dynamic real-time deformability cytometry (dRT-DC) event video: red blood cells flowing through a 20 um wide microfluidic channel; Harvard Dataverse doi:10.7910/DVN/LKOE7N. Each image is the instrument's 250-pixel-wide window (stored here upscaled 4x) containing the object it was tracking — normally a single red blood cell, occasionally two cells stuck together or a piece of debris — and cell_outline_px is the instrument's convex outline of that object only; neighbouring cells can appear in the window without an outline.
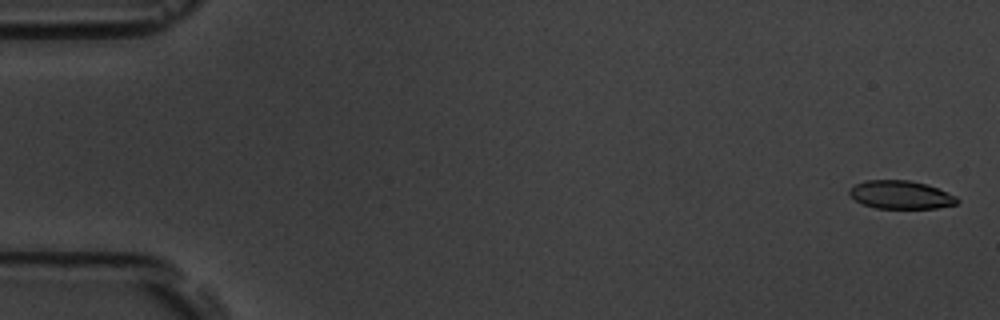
{"species": "common noctule bat (a hibernating species)", "species_latin": "Nyctalus noctula", "temperature_condition": "room temperature", "stored_images_in_passage": 55, "camera_frame_rate_fps": 3000, "um_per_image_px": 0.085, "animal": {"sex": "male", "body_mass_g": 19.5, "forearm_length_mm": 54.6}, "frame": {"image": 1, "passage_image": 2, "time_ms": 0.333, "image_size_px": [1000, 320], "cell_outline_px": [[960, 200], [956, 204], [936, 208], [876, 208], [864, 204], [856, 200], [848, 192], [848, 188], [864, 180], [908, 180], [924, 184], [936, 188], [956, 196]], "centroid_in_image_um": [76.54, 16.55], "position_along_channel_um": 8.5, "area_um2": 17.51}}
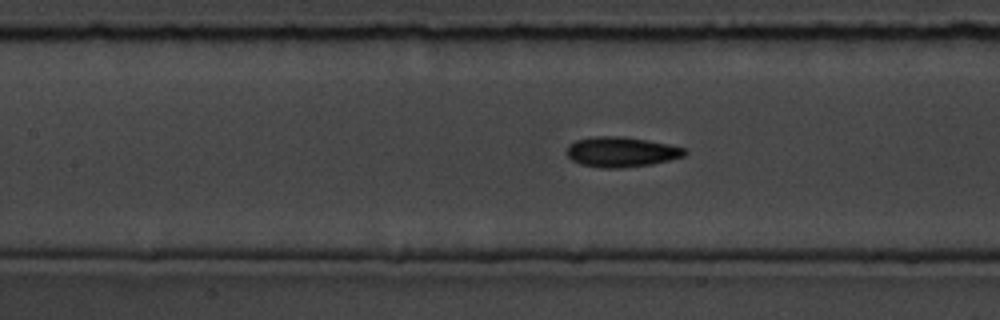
{"frame": {"image": 2, "passage_image": 25, "time_ms": 8.0, "image_size_px": [1000, 320], "cell_outline_px": [[688, 152], [684, 156], [652, 164], [620, 168], [604, 168], [580, 164], [572, 160], [568, 156], [568, 144], [576, 140], [592, 136], [624, 136], [648, 140], [668, 144], [684, 148]], "centroid_in_image_um": [52.8, 12.9], "position_along_channel_um": 154.6, "area_um2": 20.69}}
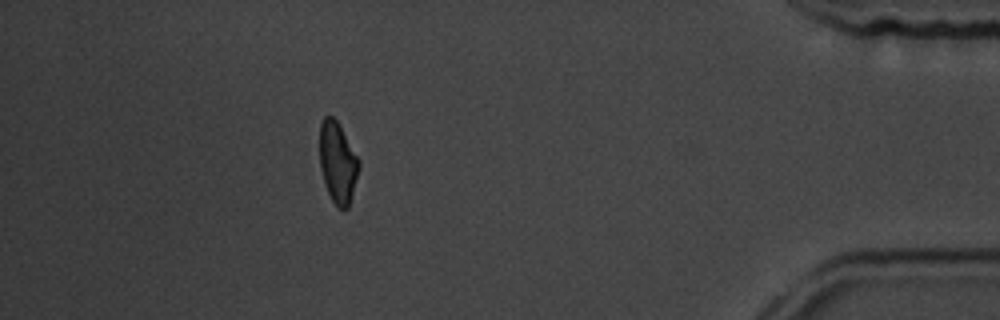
{"frame": {"image": 3, "passage_image": 49, "time_ms": 16.0, "image_size_px": [1000, 320], "cell_outline_px": [[360, 168], [348, 208], [340, 208], [332, 200], [324, 184], [320, 168], [320, 124], [324, 116], [332, 116], [336, 120], [360, 160]], "centroid_in_image_um": [28.7, 13.81], "position_along_channel_um": 406.5, "area_um2": 18.44}, "authors_computed_cell_mechanics": {"area_um2": 19.4208, "velocity_mm_per_s": 3.7838, "shape_relaxation_time_tau1_ms": 2.6607, "shape_relaxation_time_tau2_ms": 2.065, "deformation_change_tau1": 0.1293, "deformation_change_tau2": 0.0857}}